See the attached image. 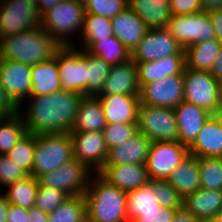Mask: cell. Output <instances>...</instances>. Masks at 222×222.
<instances>
[{
  "instance_id": "obj_58",
  "label": "cell",
  "mask_w": 222,
  "mask_h": 222,
  "mask_svg": "<svg viewBox=\"0 0 222 222\" xmlns=\"http://www.w3.org/2000/svg\"><path fill=\"white\" fill-rule=\"evenodd\" d=\"M80 222H95V221L89 218L87 215H85Z\"/></svg>"
},
{
  "instance_id": "obj_35",
  "label": "cell",
  "mask_w": 222,
  "mask_h": 222,
  "mask_svg": "<svg viewBox=\"0 0 222 222\" xmlns=\"http://www.w3.org/2000/svg\"><path fill=\"white\" fill-rule=\"evenodd\" d=\"M27 132L20 112L0 119V155H7Z\"/></svg>"
},
{
  "instance_id": "obj_34",
  "label": "cell",
  "mask_w": 222,
  "mask_h": 222,
  "mask_svg": "<svg viewBox=\"0 0 222 222\" xmlns=\"http://www.w3.org/2000/svg\"><path fill=\"white\" fill-rule=\"evenodd\" d=\"M82 55L87 59V96H96L104 86L111 65L84 48Z\"/></svg>"
},
{
  "instance_id": "obj_53",
  "label": "cell",
  "mask_w": 222,
  "mask_h": 222,
  "mask_svg": "<svg viewBox=\"0 0 222 222\" xmlns=\"http://www.w3.org/2000/svg\"><path fill=\"white\" fill-rule=\"evenodd\" d=\"M222 10V0H201V11L211 13Z\"/></svg>"
},
{
  "instance_id": "obj_38",
  "label": "cell",
  "mask_w": 222,
  "mask_h": 222,
  "mask_svg": "<svg viewBox=\"0 0 222 222\" xmlns=\"http://www.w3.org/2000/svg\"><path fill=\"white\" fill-rule=\"evenodd\" d=\"M200 188L222 191V161L218 157H198Z\"/></svg>"
},
{
  "instance_id": "obj_8",
  "label": "cell",
  "mask_w": 222,
  "mask_h": 222,
  "mask_svg": "<svg viewBox=\"0 0 222 222\" xmlns=\"http://www.w3.org/2000/svg\"><path fill=\"white\" fill-rule=\"evenodd\" d=\"M165 29L183 49L216 38L210 14L203 11L189 15H173Z\"/></svg>"
},
{
  "instance_id": "obj_32",
  "label": "cell",
  "mask_w": 222,
  "mask_h": 222,
  "mask_svg": "<svg viewBox=\"0 0 222 222\" xmlns=\"http://www.w3.org/2000/svg\"><path fill=\"white\" fill-rule=\"evenodd\" d=\"M83 48L89 53L101 57L106 63L118 65L131 59V52L112 35L96 42H83Z\"/></svg>"
},
{
  "instance_id": "obj_12",
  "label": "cell",
  "mask_w": 222,
  "mask_h": 222,
  "mask_svg": "<svg viewBox=\"0 0 222 222\" xmlns=\"http://www.w3.org/2000/svg\"><path fill=\"white\" fill-rule=\"evenodd\" d=\"M41 25L37 7L25 0H4L0 5V39Z\"/></svg>"
},
{
  "instance_id": "obj_4",
  "label": "cell",
  "mask_w": 222,
  "mask_h": 222,
  "mask_svg": "<svg viewBox=\"0 0 222 222\" xmlns=\"http://www.w3.org/2000/svg\"><path fill=\"white\" fill-rule=\"evenodd\" d=\"M85 14V7L76 0H62L41 17L40 26L61 46H73L69 38L82 32Z\"/></svg>"
},
{
  "instance_id": "obj_13",
  "label": "cell",
  "mask_w": 222,
  "mask_h": 222,
  "mask_svg": "<svg viewBox=\"0 0 222 222\" xmlns=\"http://www.w3.org/2000/svg\"><path fill=\"white\" fill-rule=\"evenodd\" d=\"M170 55H185V51L166 29H149L131 53V59L143 63Z\"/></svg>"
},
{
  "instance_id": "obj_51",
  "label": "cell",
  "mask_w": 222,
  "mask_h": 222,
  "mask_svg": "<svg viewBox=\"0 0 222 222\" xmlns=\"http://www.w3.org/2000/svg\"><path fill=\"white\" fill-rule=\"evenodd\" d=\"M49 213L40 210L37 207H32L28 210L27 222H48Z\"/></svg>"
},
{
  "instance_id": "obj_33",
  "label": "cell",
  "mask_w": 222,
  "mask_h": 222,
  "mask_svg": "<svg viewBox=\"0 0 222 222\" xmlns=\"http://www.w3.org/2000/svg\"><path fill=\"white\" fill-rule=\"evenodd\" d=\"M38 186L37 178L29 175L25 179L7 186V192H4L3 196L9 204L29 210L35 206Z\"/></svg>"
},
{
  "instance_id": "obj_30",
  "label": "cell",
  "mask_w": 222,
  "mask_h": 222,
  "mask_svg": "<svg viewBox=\"0 0 222 222\" xmlns=\"http://www.w3.org/2000/svg\"><path fill=\"white\" fill-rule=\"evenodd\" d=\"M157 180H150L148 184L140 186L126 193L127 221L132 222L142 212L157 211Z\"/></svg>"
},
{
  "instance_id": "obj_37",
  "label": "cell",
  "mask_w": 222,
  "mask_h": 222,
  "mask_svg": "<svg viewBox=\"0 0 222 222\" xmlns=\"http://www.w3.org/2000/svg\"><path fill=\"white\" fill-rule=\"evenodd\" d=\"M81 42H96L113 35L111 19L97 14H85Z\"/></svg>"
},
{
  "instance_id": "obj_57",
  "label": "cell",
  "mask_w": 222,
  "mask_h": 222,
  "mask_svg": "<svg viewBox=\"0 0 222 222\" xmlns=\"http://www.w3.org/2000/svg\"><path fill=\"white\" fill-rule=\"evenodd\" d=\"M77 2H79L82 6H86L88 3L91 2V0H76Z\"/></svg>"
},
{
  "instance_id": "obj_54",
  "label": "cell",
  "mask_w": 222,
  "mask_h": 222,
  "mask_svg": "<svg viewBox=\"0 0 222 222\" xmlns=\"http://www.w3.org/2000/svg\"><path fill=\"white\" fill-rule=\"evenodd\" d=\"M62 0H38L37 11L40 17H42L47 11L57 6Z\"/></svg>"
},
{
  "instance_id": "obj_6",
  "label": "cell",
  "mask_w": 222,
  "mask_h": 222,
  "mask_svg": "<svg viewBox=\"0 0 222 222\" xmlns=\"http://www.w3.org/2000/svg\"><path fill=\"white\" fill-rule=\"evenodd\" d=\"M184 101L213 114L222 113V84L208 71L185 67L183 72Z\"/></svg>"
},
{
  "instance_id": "obj_22",
  "label": "cell",
  "mask_w": 222,
  "mask_h": 222,
  "mask_svg": "<svg viewBox=\"0 0 222 222\" xmlns=\"http://www.w3.org/2000/svg\"><path fill=\"white\" fill-rule=\"evenodd\" d=\"M113 35L132 53L149 30L144 21L129 7L111 19Z\"/></svg>"
},
{
  "instance_id": "obj_17",
  "label": "cell",
  "mask_w": 222,
  "mask_h": 222,
  "mask_svg": "<svg viewBox=\"0 0 222 222\" xmlns=\"http://www.w3.org/2000/svg\"><path fill=\"white\" fill-rule=\"evenodd\" d=\"M174 112L177 120L178 141L182 145L190 147L196 140L203 124L212 114L186 101L175 106Z\"/></svg>"
},
{
  "instance_id": "obj_45",
  "label": "cell",
  "mask_w": 222,
  "mask_h": 222,
  "mask_svg": "<svg viewBox=\"0 0 222 222\" xmlns=\"http://www.w3.org/2000/svg\"><path fill=\"white\" fill-rule=\"evenodd\" d=\"M176 209L158 207L157 211L142 212L132 222H171Z\"/></svg>"
},
{
  "instance_id": "obj_47",
  "label": "cell",
  "mask_w": 222,
  "mask_h": 222,
  "mask_svg": "<svg viewBox=\"0 0 222 222\" xmlns=\"http://www.w3.org/2000/svg\"><path fill=\"white\" fill-rule=\"evenodd\" d=\"M21 111L0 82V119L15 116Z\"/></svg>"
},
{
  "instance_id": "obj_19",
  "label": "cell",
  "mask_w": 222,
  "mask_h": 222,
  "mask_svg": "<svg viewBox=\"0 0 222 222\" xmlns=\"http://www.w3.org/2000/svg\"><path fill=\"white\" fill-rule=\"evenodd\" d=\"M98 174L109 184L125 192L135 190L150 181L145 164L104 166Z\"/></svg>"
},
{
  "instance_id": "obj_59",
  "label": "cell",
  "mask_w": 222,
  "mask_h": 222,
  "mask_svg": "<svg viewBox=\"0 0 222 222\" xmlns=\"http://www.w3.org/2000/svg\"><path fill=\"white\" fill-rule=\"evenodd\" d=\"M27 3L37 6L38 0H25Z\"/></svg>"
},
{
  "instance_id": "obj_55",
  "label": "cell",
  "mask_w": 222,
  "mask_h": 222,
  "mask_svg": "<svg viewBox=\"0 0 222 222\" xmlns=\"http://www.w3.org/2000/svg\"><path fill=\"white\" fill-rule=\"evenodd\" d=\"M8 202L6 201L3 193H0V222L7 220Z\"/></svg>"
},
{
  "instance_id": "obj_20",
  "label": "cell",
  "mask_w": 222,
  "mask_h": 222,
  "mask_svg": "<svg viewBox=\"0 0 222 222\" xmlns=\"http://www.w3.org/2000/svg\"><path fill=\"white\" fill-rule=\"evenodd\" d=\"M139 92L137 66L130 59L127 62L111 66L104 86L98 95H139Z\"/></svg>"
},
{
  "instance_id": "obj_31",
  "label": "cell",
  "mask_w": 222,
  "mask_h": 222,
  "mask_svg": "<svg viewBox=\"0 0 222 222\" xmlns=\"http://www.w3.org/2000/svg\"><path fill=\"white\" fill-rule=\"evenodd\" d=\"M222 44L216 39H208L184 49L186 67L200 71H210Z\"/></svg>"
},
{
  "instance_id": "obj_1",
  "label": "cell",
  "mask_w": 222,
  "mask_h": 222,
  "mask_svg": "<svg viewBox=\"0 0 222 222\" xmlns=\"http://www.w3.org/2000/svg\"><path fill=\"white\" fill-rule=\"evenodd\" d=\"M83 97L65 90L29 96L26 113H20L27 131L37 135L70 133Z\"/></svg>"
},
{
  "instance_id": "obj_41",
  "label": "cell",
  "mask_w": 222,
  "mask_h": 222,
  "mask_svg": "<svg viewBox=\"0 0 222 222\" xmlns=\"http://www.w3.org/2000/svg\"><path fill=\"white\" fill-rule=\"evenodd\" d=\"M69 197L70 196L62 190L39 185L36 193L35 207L44 212L52 213Z\"/></svg>"
},
{
  "instance_id": "obj_28",
  "label": "cell",
  "mask_w": 222,
  "mask_h": 222,
  "mask_svg": "<svg viewBox=\"0 0 222 222\" xmlns=\"http://www.w3.org/2000/svg\"><path fill=\"white\" fill-rule=\"evenodd\" d=\"M128 7L149 29H165L172 17L170 4L164 0H129Z\"/></svg>"
},
{
  "instance_id": "obj_27",
  "label": "cell",
  "mask_w": 222,
  "mask_h": 222,
  "mask_svg": "<svg viewBox=\"0 0 222 222\" xmlns=\"http://www.w3.org/2000/svg\"><path fill=\"white\" fill-rule=\"evenodd\" d=\"M106 125L104 111L99 99L96 96H84L77 110L71 132L103 131Z\"/></svg>"
},
{
  "instance_id": "obj_7",
  "label": "cell",
  "mask_w": 222,
  "mask_h": 222,
  "mask_svg": "<svg viewBox=\"0 0 222 222\" xmlns=\"http://www.w3.org/2000/svg\"><path fill=\"white\" fill-rule=\"evenodd\" d=\"M138 131L155 141H178L177 120L174 109L139 103Z\"/></svg>"
},
{
  "instance_id": "obj_39",
  "label": "cell",
  "mask_w": 222,
  "mask_h": 222,
  "mask_svg": "<svg viewBox=\"0 0 222 222\" xmlns=\"http://www.w3.org/2000/svg\"><path fill=\"white\" fill-rule=\"evenodd\" d=\"M36 134L27 132L10 150L7 156L31 175L35 154Z\"/></svg>"
},
{
  "instance_id": "obj_14",
  "label": "cell",
  "mask_w": 222,
  "mask_h": 222,
  "mask_svg": "<svg viewBox=\"0 0 222 222\" xmlns=\"http://www.w3.org/2000/svg\"><path fill=\"white\" fill-rule=\"evenodd\" d=\"M141 103L174 109L184 101L183 74L165 77L159 81L145 84L140 88Z\"/></svg>"
},
{
  "instance_id": "obj_43",
  "label": "cell",
  "mask_w": 222,
  "mask_h": 222,
  "mask_svg": "<svg viewBox=\"0 0 222 222\" xmlns=\"http://www.w3.org/2000/svg\"><path fill=\"white\" fill-rule=\"evenodd\" d=\"M29 176L21 167L7 155H0V186L7 187L16 181Z\"/></svg>"
},
{
  "instance_id": "obj_24",
  "label": "cell",
  "mask_w": 222,
  "mask_h": 222,
  "mask_svg": "<svg viewBox=\"0 0 222 222\" xmlns=\"http://www.w3.org/2000/svg\"><path fill=\"white\" fill-rule=\"evenodd\" d=\"M136 66L141 88L165 77L183 74L186 67L185 55H170L152 62L136 63Z\"/></svg>"
},
{
  "instance_id": "obj_5",
  "label": "cell",
  "mask_w": 222,
  "mask_h": 222,
  "mask_svg": "<svg viewBox=\"0 0 222 222\" xmlns=\"http://www.w3.org/2000/svg\"><path fill=\"white\" fill-rule=\"evenodd\" d=\"M71 159H73V143L70 133L36 134L31 176L38 178Z\"/></svg>"
},
{
  "instance_id": "obj_23",
  "label": "cell",
  "mask_w": 222,
  "mask_h": 222,
  "mask_svg": "<svg viewBox=\"0 0 222 222\" xmlns=\"http://www.w3.org/2000/svg\"><path fill=\"white\" fill-rule=\"evenodd\" d=\"M222 151V113L213 114L203 124L190 154L196 157H218Z\"/></svg>"
},
{
  "instance_id": "obj_25",
  "label": "cell",
  "mask_w": 222,
  "mask_h": 222,
  "mask_svg": "<svg viewBox=\"0 0 222 222\" xmlns=\"http://www.w3.org/2000/svg\"><path fill=\"white\" fill-rule=\"evenodd\" d=\"M183 206L200 222H213L222 208V191L200 188L183 199Z\"/></svg>"
},
{
  "instance_id": "obj_42",
  "label": "cell",
  "mask_w": 222,
  "mask_h": 222,
  "mask_svg": "<svg viewBox=\"0 0 222 222\" xmlns=\"http://www.w3.org/2000/svg\"><path fill=\"white\" fill-rule=\"evenodd\" d=\"M128 7L126 0H91L85 6L86 14H97L112 19Z\"/></svg>"
},
{
  "instance_id": "obj_56",
  "label": "cell",
  "mask_w": 222,
  "mask_h": 222,
  "mask_svg": "<svg viewBox=\"0 0 222 222\" xmlns=\"http://www.w3.org/2000/svg\"><path fill=\"white\" fill-rule=\"evenodd\" d=\"M213 222H222V208L217 213L216 218Z\"/></svg>"
},
{
  "instance_id": "obj_10",
  "label": "cell",
  "mask_w": 222,
  "mask_h": 222,
  "mask_svg": "<svg viewBox=\"0 0 222 222\" xmlns=\"http://www.w3.org/2000/svg\"><path fill=\"white\" fill-rule=\"evenodd\" d=\"M189 153V147L179 141L151 142L145 162L150 180L167 181Z\"/></svg>"
},
{
  "instance_id": "obj_29",
  "label": "cell",
  "mask_w": 222,
  "mask_h": 222,
  "mask_svg": "<svg viewBox=\"0 0 222 222\" xmlns=\"http://www.w3.org/2000/svg\"><path fill=\"white\" fill-rule=\"evenodd\" d=\"M31 96L49 95L62 90L55 57L31 67Z\"/></svg>"
},
{
  "instance_id": "obj_36",
  "label": "cell",
  "mask_w": 222,
  "mask_h": 222,
  "mask_svg": "<svg viewBox=\"0 0 222 222\" xmlns=\"http://www.w3.org/2000/svg\"><path fill=\"white\" fill-rule=\"evenodd\" d=\"M86 215L84 195L70 196L52 213H49L48 222H80Z\"/></svg>"
},
{
  "instance_id": "obj_40",
  "label": "cell",
  "mask_w": 222,
  "mask_h": 222,
  "mask_svg": "<svg viewBox=\"0 0 222 222\" xmlns=\"http://www.w3.org/2000/svg\"><path fill=\"white\" fill-rule=\"evenodd\" d=\"M107 149L114 148L138 132L137 123L107 124L103 129Z\"/></svg>"
},
{
  "instance_id": "obj_44",
  "label": "cell",
  "mask_w": 222,
  "mask_h": 222,
  "mask_svg": "<svg viewBox=\"0 0 222 222\" xmlns=\"http://www.w3.org/2000/svg\"><path fill=\"white\" fill-rule=\"evenodd\" d=\"M157 197L162 207L178 209L183 206V198L167 181L157 180Z\"/></svg>"
},
{
  "instance_id": "obj_16",
  "label": "cell",
  "mask_w": 222,
  "mask_h": 222,
  "mask_svg": "<svg viewBox=\"0 0 222 222\" xmlns=\"http://www.w3.org/2000/svg\"><path fill=\"white\" fill-rule=\"evenodd\" d=\"M32 65L0 59V82L21 109L22 102L31 96Z\"/></svg>"
},
{
  "instance_id": "obj_48",
  "label": "cell",
  "mask_w": 222,
  "mask_h": 222,
  "mask_svg": "<svg viewBox=\"0 0 222 222\" xmlns=\"http://www.w3.org/2000/svg\"><path fill=\"white\" fill-rule=\"evenodd\" d=\"M28 220V209L9 204L7 211L8 222H27Z\"/></svg>"
},
{
  "instance_id": "obj_60",
  "label": "cell",
  "mask_w": 222,
  "mask_h": 222,
  "mask_svg": "<svg viewBox=\"0 0 222 222\" xmlns=\"http://www.w3.org/2000/svg\"><path fill=\"white\" fill-rule=\"evenodd\" d=\"M218 158L222 161V151H221V153L219 154Z\"/></svg>"
},
{
  "instance_id": "obj_11",
  "label": "cell",
  "mask_w": 222,
  "mask_h": 222,
  "mask_svg": "<svg viewBox=\"0 0 222 222\" xmlns=\"http://www.w3.org/2000/svg\"><path fill=\"white\" fill-rule=\"evenodd\" d=\"M62 46L56 53L62 90L87 96V59L82 49Z\"/></svg>"
},
{
  "instance_id": "obj_49",
  "label": "cell",
  "mask_w": 222,
  "mask_h": 222,
  "mask_svg": "<svg viewBox=\"0 0 222 222\" xmlns=\"http://www.w3.org/2000/svg\"><path fill=\"white\" fill-rule=\"evenodd\" d=\"M171 222H200L198 218L184 206L176 209Z\"/></svg>"
},
{
  "instance_id": "obj_26",
  "label": "cell",
  "mask_w": 222,
  "mask_h": 222,
  "mask_svg": "<svg viewBox=\"0 0 222 222\" xmlns=\"http://www.w3.org/2000/svg\"><path fill=\"white\" fill-rule=\"evenodd\" d=\"M167 182L184 199L200 189V172L198 157L188 156L173 170Z\"/></svg>"
},
{
  "instance_id": "obj_61",
  "label": "cell",
  "mask_w": 222,
  "mask_h": 222,
  "mask_svg": "<svg viewBox=\"0 0 222 222\" xmlns=\"http://www.w3.org/2000/svg\"><path fill=\"white\" fill-rule=\"evenodd\" d=\"M166 3H171L172 0H164Z\"/></svg>"
},
{
  "instance_id": "obj_9",
  "label": "cell",
  "mask_w": 222,
  "mask_h": 222,
  "mask_svg": "<svg viewBox=\"0 0 222 222\" xmlns=\"http://www.w3.org/2000/svg\"><path fill=\"white\" fill-rule=\"evenodd\" d=\"M92 173L85 164L73 158L54 171L40 175L37 180L43 187L59 189L69 196H77L86 193L90 178L94 176Z\"/></svg>"
},
{
  "instance_id": "obj_46",
  "label": "cell",
  "mask_w": 222,
  "mask_h": 222,
  "mask_svg": "<svg viewBox=\"0 0 222 222\" xmlns=\"http://www.w3.org/2000/svg\"><path fill=\"white\" fill-rule=\"evenodd\" d=\"M170 8L172 16L198 13L201 12V0H172Z\"/></svg>"
},
{
  "instance_id": "obj_21",
  "label": "cell",
  "mask_w": 222,
  "mask_h": 222,
  "mask_svg": "<svg viewBox=\"0 0 222 222\" xmlns=\"http://www.w3.org/2000/svg\"><path fill=\"white\" fill-rule=\"evenodd\" d=\"M150 145L151 140L138 131L122 144L108 150L104 166L145 164Z\"/></svg>"
},
{
  "instance_id": "obj_52",
  "label": "cell",
  "mask_w": 222,
  "mask_h": 222,
  "mask_svg": "<svg viewBox=\"0 0 222 222\" xmlns=\"http://www.w3.org/2000/svg\"><path fill=\"white\" fill-rule=\"evenodd\" d=\"M209 72L217 81L222 84V46L215 59V63L213 64Z\"/></svg>"
},
{
  "instance_id": "obj_2",
  "label": "cell",
  "mask_w": 222,
  "mask_h": 222,
  "mask_svg": "<svg viewBox=\"0 0 222 222\" xmlns=\"http://www.w3.org/2000/svg\"><path fill=\"white\" fill-rule=\"evenodd\" d=\"M62 46L41 26L0 39V59L29 65L55 57Z\"/></svg>"
},
{
  "instance_id": "obj_3",
  "label": "cell",
  "mask_w": 222,
  "mask_h": 222,
  "mask_svg": "<svg viewBox=\"0 0 222 222\" xmlns=\"http://www.w3.org/2000/svg\"><path fill=\"white\" fill-rule=\"evenodd\" d=\"M94 175V178L91 176L84 194L86 215L95 222H128L127 192L109 184L98 173Z\"/></svg>"
},
{
  "instance_id": "obj_18",
  "label": "cell",
  "mask_w": 222,
  "mask_h": 222,
  "mask_svg": "<svg viewBox=\"0 0 222 222\" xmlns=\"http://www.w3.org/2000/svg\"><path fill=\"white\" fill-rule=\"evenodd\" d=\"M107 124L137 123L139 95H96Z\"/></svg>"
},
{
  "instance_id": "obj_15",
  "label": "cell",
  "mask_w": 222,
  "mask_h": 222,
  "mask_svg": "<svg viewBox=\"0 0 222 222\" xmlns=\"http://www.w3.org/2000/svg\"><path fill=\"white\" fill-rule=\"evenodd\" d=\"M73 143V158L98 173L106 164L108 149L102 131L70 132Z\"/></svg>"
},
{
  "instance_id": "obj_50",
  "label": "cell",
  "mask_w": 222,
  "mask_h": 222,
  "mask_svg": "<svg viewBox=\"0 0 222 222\" xmlns=\"http://www.w3.org/2000/svg\"><path fill=\"white\" fill-rule=\"evenodd\" d=\"M216 33V39L222 44V10L209 13Z\"/></svg>"
}]
</instances>
